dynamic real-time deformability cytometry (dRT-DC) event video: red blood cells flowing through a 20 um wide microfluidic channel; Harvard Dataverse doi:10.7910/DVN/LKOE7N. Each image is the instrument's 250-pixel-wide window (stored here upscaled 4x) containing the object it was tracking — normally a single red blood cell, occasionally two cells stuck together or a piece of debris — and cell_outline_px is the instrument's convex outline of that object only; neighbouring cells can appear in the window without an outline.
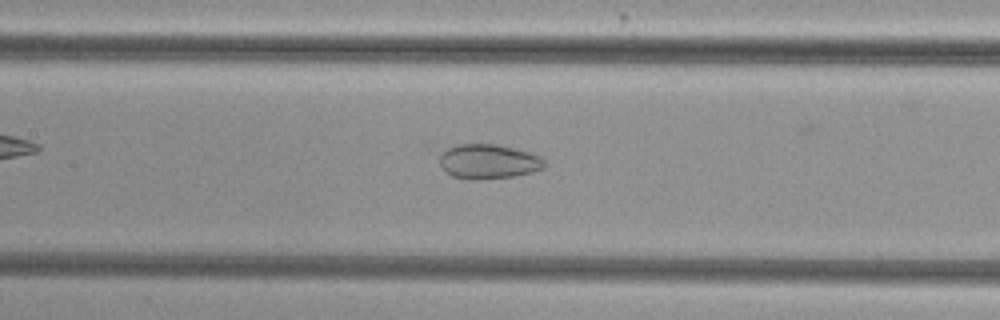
{"species": "common noctule bat (a hibernating species)", "species_latin": "Nyctalus noctula", "temperature_condition": "cold", "stored_images_in_passage": 48, "camera_frame_rate_fps": 3000, "um_per_image_px": 0.085, "animal": {"sex": "female", "body_mass_g": 29.2, "forearm_length_mm": 56.3}, "frame": {"image": 1, "passage_image": 25, "time_ms": 8.0, "image_size_px": [1000, 320], "cell_outline_px": [[544, 168], [532, 172], [512, 176], [472, 180], [468, 180], [452, 176], [444, 172], [440, 164], [440, 156], [448, 148], [460, 144], [496, 144], [516, 148], [540, 156], [544, 160]], "centroid_in_image_um": [41.5, 13.73], "position_along_channel_um": 165.9, "area_um2": 21.1}}
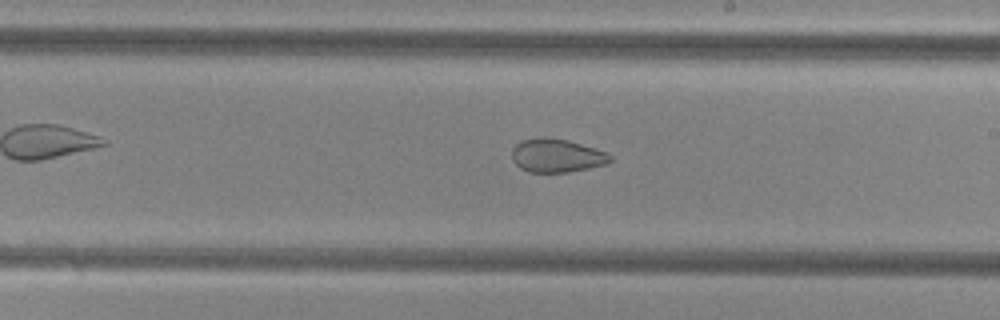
{"frame": {"image": 2, "passage_image": 31, "time_ms": 10.0, "image_size_px": [1000, 320], "cell_outline_px": [[612, 160], [608, 164], [568, 172], [528, 172], [520, 168], [512, 160], [512, 148], [520, 140], [536, 136], [544, 136], [568, 140], [608, 152], [612, 156]], "centroid_in_image_um": [47.31, 13.21], "position_along_channel_um": 241.7, "area_um2": 19.54}}
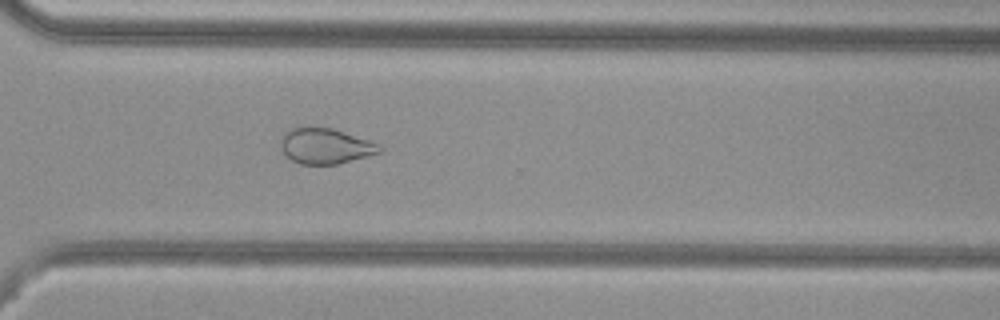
{"frame": {"image": 3, "passage_image": 39, "time_ms": 12.667, "image_size_px": [1000, 320], "cell_outline_px": [[384, 148], [380, 152], [336, 164], [300, 164], [292, 160], [280, 148], [280, 136], [284, 132], [292, 128], [308, 124], [332, 128], [380, 144]], "centroid_in_image_um": [27.6, 12.37], "position_along_channel_um": 343.0, "area_um2": 20.75}}